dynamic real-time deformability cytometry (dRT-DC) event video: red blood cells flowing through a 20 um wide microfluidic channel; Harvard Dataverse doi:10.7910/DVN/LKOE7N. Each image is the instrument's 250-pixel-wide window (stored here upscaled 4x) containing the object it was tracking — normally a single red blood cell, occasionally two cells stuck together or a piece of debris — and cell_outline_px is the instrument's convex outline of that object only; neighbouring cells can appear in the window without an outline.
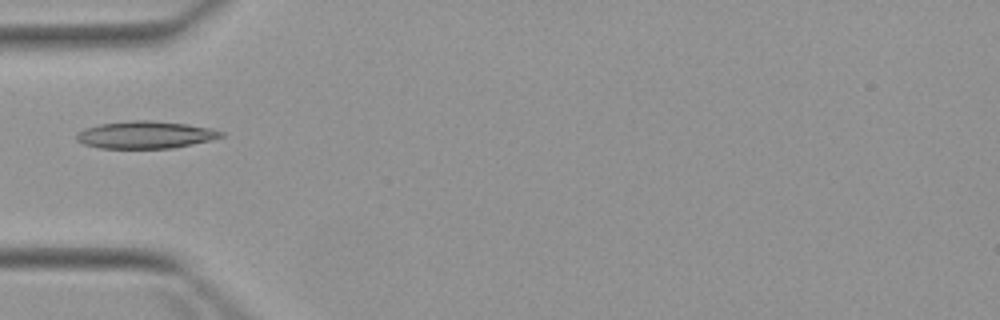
{"species": "Egyptian fruit bat (a non-hibernating species)", "species_latin": "Rousettus aegyptiacus", "temperature_condition": "warm", "stored_images_in_passage": 6, "camera_frame_rate_fps": 3000, "um_per_image_px": 0.085, "animal": {"sex": "female"}, "frame": {"image": 1, "passage_image": 5, "time_ms": 5.0, "image_size_px": [1000, 320], "cell_outline_px": [[224, 136], [212, 140], [172, 148], [100, 148], [84, 144], [76, 140], [76, 132], [84, 128], [100, 124], [132, 120], [152, 120], [188, 124], [212, 128], [224, 132]], "centroid_in_image_um": [12.37, 11.45], "position_along_channel_um": 72.6, "area_um2": 23.18}}
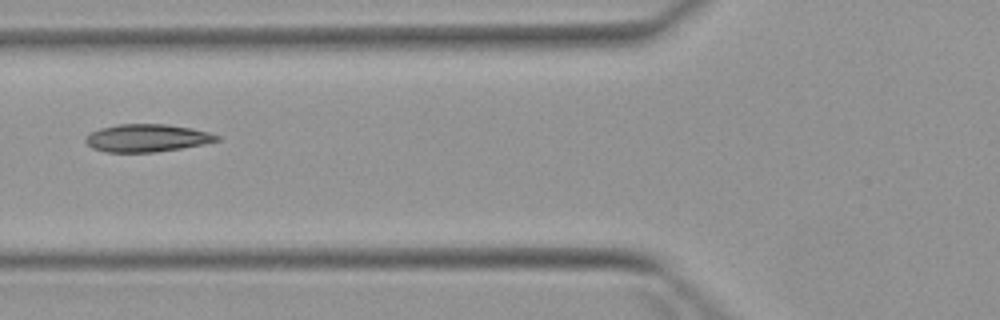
{"frame": {"image": 2, "passage_image": 6, "time_ms": 6.0, "image_size_px": [1000, 320], "cell_outline_px": [[220, 140], [204, 144], [156, 152], [104, 152], [92, 148], [84, 140], [84, 136], [100, 128], [120, 124], [168, 124], [192, 128], [208, 132], [220, 136]], "centroid_in_image_um": [12.48, 11.73], "position_along_channel_um": 113.3, "area_um2": 21.21}}